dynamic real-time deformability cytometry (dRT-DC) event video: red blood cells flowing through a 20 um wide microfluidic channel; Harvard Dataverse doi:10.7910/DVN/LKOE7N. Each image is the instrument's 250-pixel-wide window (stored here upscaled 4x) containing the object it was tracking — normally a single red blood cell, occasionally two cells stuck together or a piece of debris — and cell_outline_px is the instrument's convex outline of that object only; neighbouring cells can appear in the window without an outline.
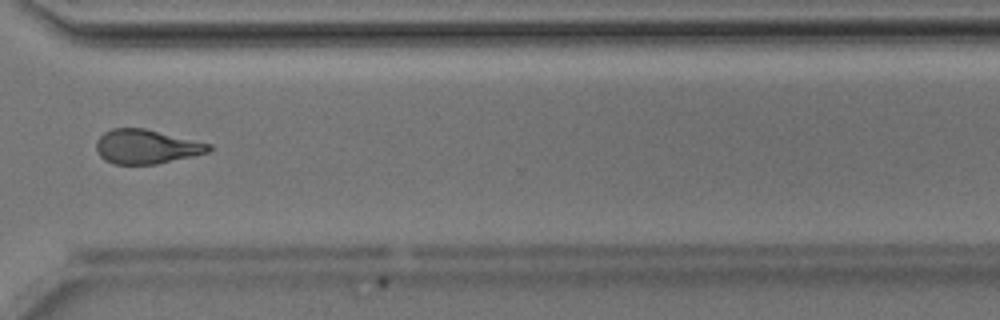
{"species": "Egyptian fruit bat (a non-hibernating species)", "species_latin": "Rousettus aegyptiacus", "temperature_condition": "room temperature", "stored_images_in_passage": 35, "camera_frame_rate_fps": 3000, "um_per_image_px": 0.085, "animal": {"sex": "male"}, "frame": {"image": 1, "passage_image": 25, "time_ms": 8.0, "image_size_px": [1000, 320], "cell_outline_px": [[212, 148], [208, 152], [192, 156], [156, 164], [112, 164], [104, 160], [100, 156], [96, 148], [96, 140], [104, 132], [112, 128], [144, 128], [212, 144]], "centroid_in_image_um": [12.42, 12.46], "position_along_channel_um": 358.2, "area_um2": 22.43}}
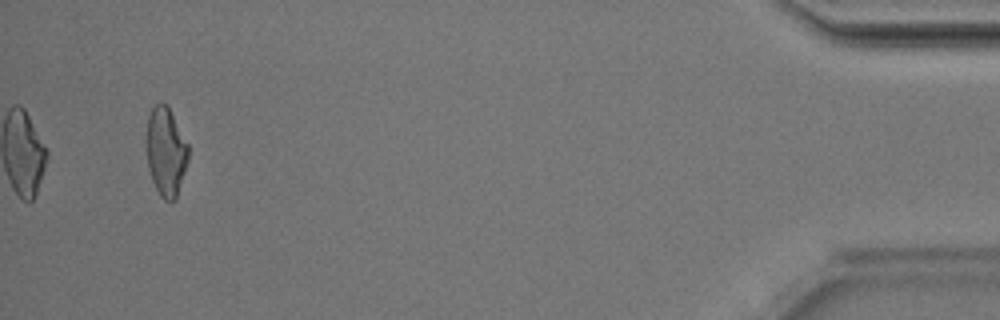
{"frame": {"image": 2, "passage_image": 35, "time_ms": 11.333, "image_size_px": [1000, 320], "cell_outline_px": [[188, 160], [176, 200], [164, 200], [160, 196], [152, 180], [148, 168], [148, 116], [152, 108], [156, 104], [168, 104], [188, 144]], "centroid_in_image_um": [14.13, 12.9], "position_along_channel_um": 421.1, "area_um2": 21.33}, "authors_computed_cell_mechanics": {"area_um2": 22.831, "velocity_mm_per_s": 4.2258, "shape_relaxation_time_tau1_ms": 5.984, "shape_relaxation_time_tau2_ms": 2.531, "deformation_change_tau1": 0.1989, "deformation_change_tau2": 0.1214}}